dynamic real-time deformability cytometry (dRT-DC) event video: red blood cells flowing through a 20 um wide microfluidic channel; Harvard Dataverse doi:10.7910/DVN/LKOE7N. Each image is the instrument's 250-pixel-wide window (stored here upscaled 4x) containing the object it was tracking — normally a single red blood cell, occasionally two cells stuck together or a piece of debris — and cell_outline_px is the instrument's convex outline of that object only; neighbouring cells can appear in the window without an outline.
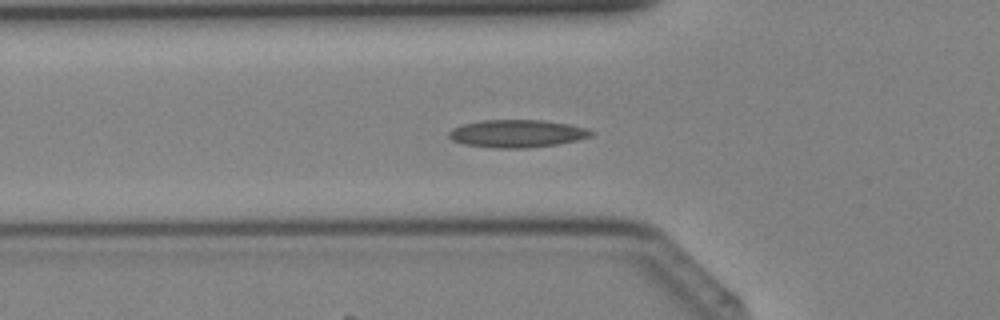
{"species": "Egyptian fruit bat (a non-hibernating species)", "species_latin": "Rousettus aegyptiacus", "temperature_condition": "cold", "stored_images_in_passage": 29, "camera_frame_rate_fps": 3000, "um_per_image_px": 0.085, "animal": {"sex": "female"}, "frame": {"image": 1, "passage_image": 8, "time_ms": 2.333, "image_size_px": [1000, 320], "cell_outline_px": [[596, 132], [592, 136], [576, 140], [556, 144], [528, 148], [492, 148], [464, 144], [452, 140], [448, 136], [448, 132], [452, 128], [464, 124], [484, 120], [544, 120], [568, 124], [588, 128]], "centroid_in_image_um": [43.96, 11.35], "position_along_channel_um": 81.8, "area_um2": 23.0}}
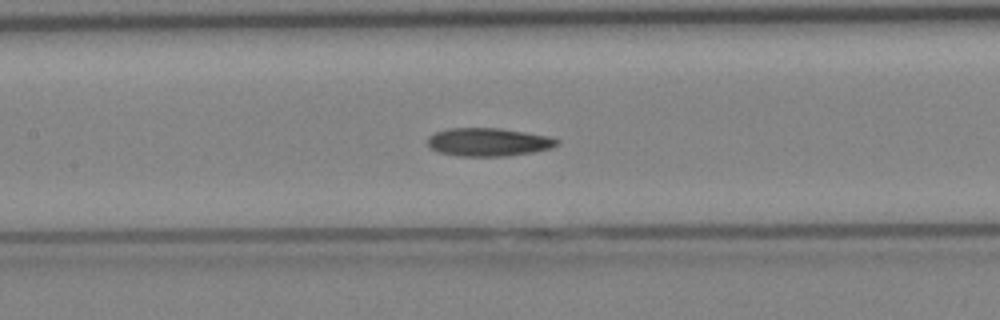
{"frame": {"image": 2, "passage_image": 13, "time_ms": 4.0, "image_size_px": [1000, 320], "cell_outline_px": [[560, 144], [552, 148], [532, 152], [508, 156], [456, 156], [440, 152], [432, 148], [428, 144], [428, 136], [436, 132], [448, 128], [500, 128], [552, 136], [560, 140]], "centroid_in_image_um": [41.57, 12.07], "position_along_channel_um": 165.8, "area_um2": 21.44}}
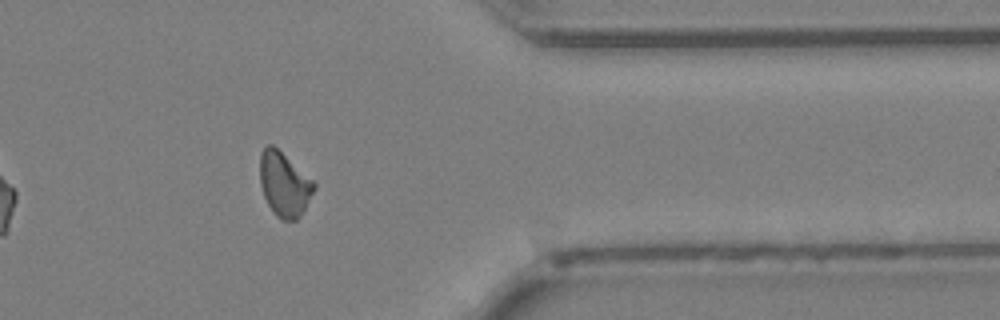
{"frame": {"image": 3, "passage_image": 27, "time_ms": 8.667, "image_size_px": [1000, 320], "cell_outline_px": [[316, 188], [300, 216], [296, 220], [280, 220], [276, 216], [268, 204], [264, 196], [260, 184], [260, 152], [268, 144], [272, 144], [316, 180]], "centroid_in_image_um": [24.19, 15.64], "position_along_channel_um": 387.2, "area_um2": 20.58}}